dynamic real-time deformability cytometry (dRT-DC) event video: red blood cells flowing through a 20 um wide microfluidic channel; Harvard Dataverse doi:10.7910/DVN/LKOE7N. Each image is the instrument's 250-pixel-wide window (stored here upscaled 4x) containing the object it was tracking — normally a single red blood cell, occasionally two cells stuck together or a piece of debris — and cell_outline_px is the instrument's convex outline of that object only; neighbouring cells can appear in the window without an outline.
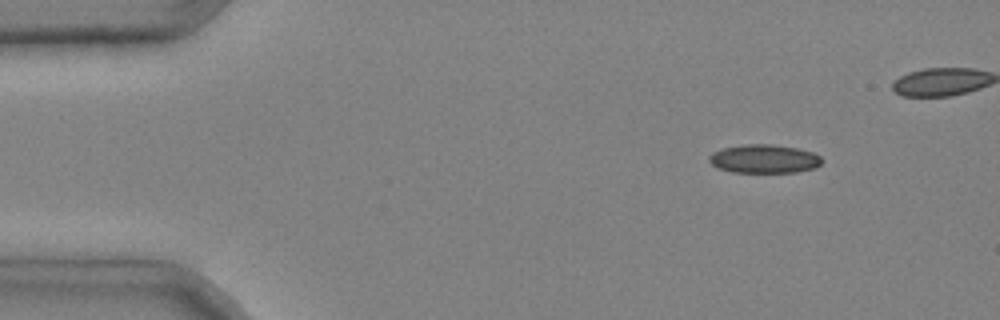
{"species": "common noctule bat (a hibernating species)", "species_latin": "Nyctalus noctula", "temperature_condition": "cold", "stored_images_in_passage": 4, "camera_frame_rate_fps": 3000, "um_per_image_px": 0.085, "animal": {"sex": "male", "body_mass_g": 20.4}, "frame": {"image": 1, "passage_image": 1, "time_ms": 0.0, "image_size_px": [1000, 320], "cell_outline_px": [[824, 160], [816, 168], [796, 172], [732, 172], [720, 168], [712, 164], [708, 160], [708, 156], [712, 152], [724, 148], [744, 144], [772, 144], [796, 148], [812, 152], [820, 156]], "centroid_in_image_um": [64.97, 13.5], "position_along_channel_um": 20.0, "area_um2": 18.79}}